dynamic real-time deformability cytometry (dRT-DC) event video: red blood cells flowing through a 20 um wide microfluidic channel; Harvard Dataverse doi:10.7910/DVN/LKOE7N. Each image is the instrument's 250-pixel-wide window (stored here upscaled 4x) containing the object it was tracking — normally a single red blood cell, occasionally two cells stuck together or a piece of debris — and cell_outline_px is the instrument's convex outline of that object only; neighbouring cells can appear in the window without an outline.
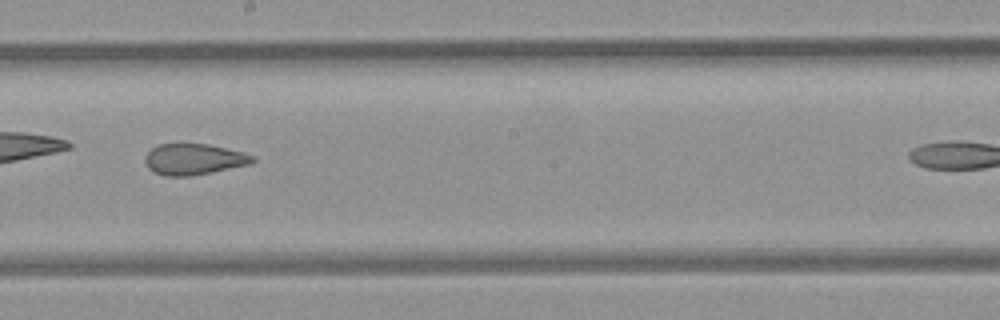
{"species": "common noctule bat (a hibernating species)", "species_latin": "Nyctalus noctula", "temperature_condition": "room temperature", "stored_images_in_passage": 32, "camera_frame_rate_fps": 3000, "um_per_image_px": 0.085, "animal": {"sex": "female", "body_mass_g": 21.9}, "frame": {"image": 1, "passage_image": 19, "time_ms": 6.0, "image_size_px": [1000, 320], "cell_outline_px": [[256, 160], [252, 164], [192, 176], [164, 176], [148, 168], [144, 160], [144, 156], [152, 148], [160, 144], [208, 144], [256, 156]], "centroid_in_image_um": [16.48, 13.55], "position_along_channel_um": 231.7, "area_um2": 19.42}}